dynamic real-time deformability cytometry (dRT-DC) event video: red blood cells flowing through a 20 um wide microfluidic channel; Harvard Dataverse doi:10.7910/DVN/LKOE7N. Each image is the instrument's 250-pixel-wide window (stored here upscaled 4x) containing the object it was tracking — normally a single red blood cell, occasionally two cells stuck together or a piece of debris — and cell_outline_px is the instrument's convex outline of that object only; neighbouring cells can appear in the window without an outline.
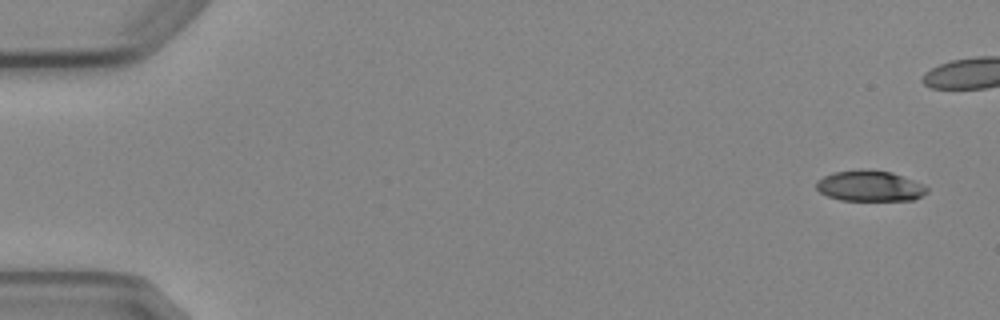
{"species": "Egyptian fruit bat (a non-hibernating species)", "species_latin": "Rousettus aegyptiacus", "temperature_condition": "cold", "stored_images_in_passage": 5, "camera_frame_rate_fps": 3000, "um_per_image_px": 0.085, "animal": {"sex": "female"}, "frame": {"image": 1, "passage_image": 1, "time_ms": 0.0, "image_size_px": [1000, 320], "cell_outline_px": [[928, 192], [912, 200], [840, 200], [828, 196], [820, 192], [816, 188], [816, 180], [832, 172], [860, 168], [892, 172], [924, 184], [928, 188]], "centroid_in_image_um": [73.91, 15.79], "position_along_channel_um": 11.1, "area_um2": 20.0}}